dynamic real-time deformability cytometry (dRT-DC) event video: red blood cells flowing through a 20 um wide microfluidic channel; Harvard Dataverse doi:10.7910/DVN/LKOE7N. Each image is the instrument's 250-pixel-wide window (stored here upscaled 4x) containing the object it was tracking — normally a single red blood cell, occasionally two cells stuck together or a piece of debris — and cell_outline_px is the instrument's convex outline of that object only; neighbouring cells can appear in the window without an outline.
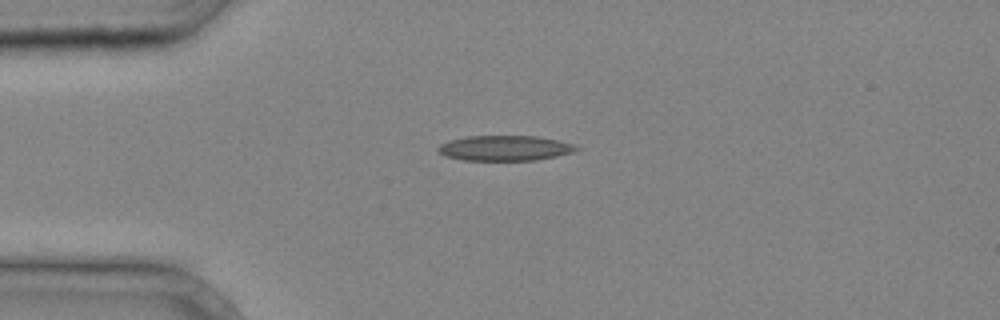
{"species": "common noctule bat (a hibernating species)", "species_latin": "Nyctalus noctula", "temperature_condition": "cold", "stored_images_in_passage": 29, "camera_frame_rate_fps": 3000, "um_per_image_px": 0.085, "animal": {"sex": "male", "body_mass_g": 20.4}, "frame": {"image": 1, "passage_image": 1, "time_ms": 0.0, "image_size_px": [1000, 320], "cell_outline_px": [[580, 148], [572, 152], [556, 156], [536, 160], [464, 160], [444, 156], [436, 148], [440, 144], [448, 140], [468, 136], [536, 136], [556, 140], [572, 144]], "centroid_in_image_um": [42.86, 12.59], "position_along_channel_um": 42.1, "area_um2": 20.17}}
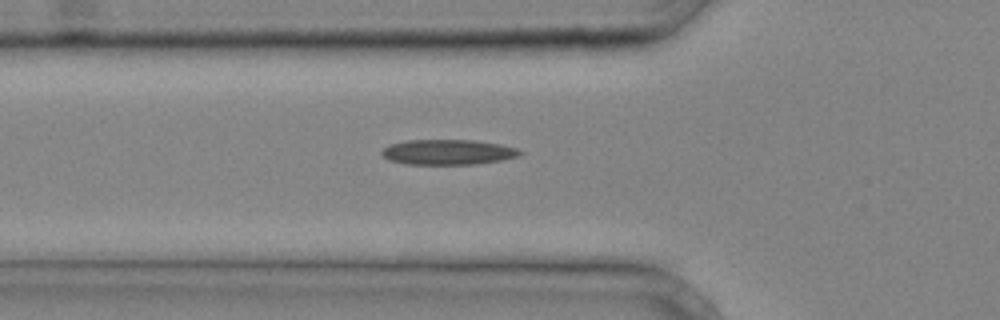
{"frame": {"image": 2, "passage_image": 5, "time_ms": 1.333, "image_size_px": [1000, 320], "cell_outline_px": [[524, 152], [520, 156], [500, 160], [476, 164], [404, 164], [388, 160], [380, 152], [384, 148], [392, 144], [408, 140], [472, 140], [500, 144], [516, 148]], "centroid_in_image_um": [38.09, 12.93], "position_along_channel_um": 87.7, "area_um2": 20.23}}
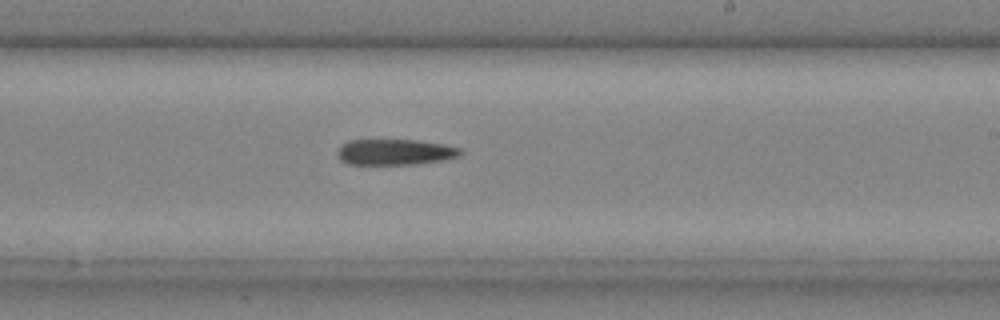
{"frame": {"image": 3, "passage_image": 15, "time_ms": 4.667, "image_size_px": [1000, 320], "cell_outline_px": [[464, 152], [460, 156], [444, 160], [416, 164], [348, 164], [340, 160], [336, 152], [344, 144], [352, 140], [416, 140], [444, 144], [460, 148]], "centroid_in_image_um": [33.62, 12.93], "position_along_channel_um": 255.4, "area_um2": 18.5}}